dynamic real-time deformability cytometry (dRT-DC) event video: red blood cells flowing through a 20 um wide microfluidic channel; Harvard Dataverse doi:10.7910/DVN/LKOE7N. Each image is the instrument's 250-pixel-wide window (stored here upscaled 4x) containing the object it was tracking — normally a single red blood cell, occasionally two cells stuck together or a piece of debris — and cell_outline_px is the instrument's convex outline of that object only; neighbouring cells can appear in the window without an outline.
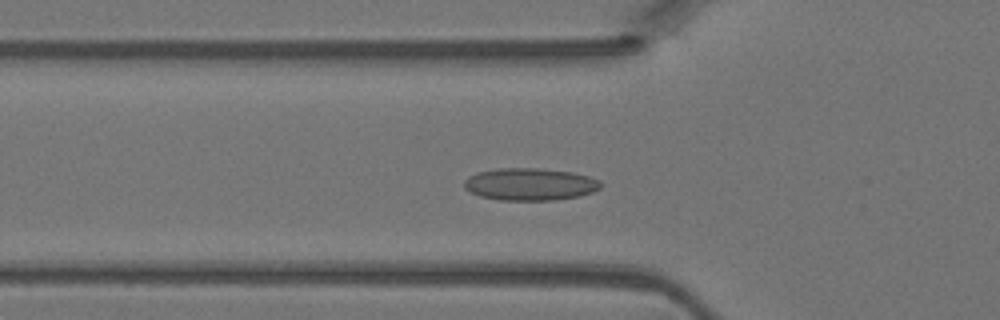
{"species": "Egyptian fruit bat (a non-hibernating species)", "species_latin": "Rousettus aegyptiacus", "temperature_condition": "warm", "stored_images_in_passage": 44, "camera_frame_rate_fps": 3000, "um_per_image_px": 0.085, "animal": {"sex": "female"}, "frame": {"image": 1, "passage_image": 14, "time_ms": 4.333, "image_size_px": [1000, 320], "cell_outline_px": [[600, 188], [592, 192], [580, 196], [556, 200], [500, 200], [480, 196], [464, 188], [464, 180], [468, 176], [476, 172], [500, 168], [536, 168], [572, 172], [588, 176], [600, 180]], "centroid_in_image_um": [45.04, 15.66], "position_along_channel_um": 80.8, "area_um2": 25.72}}
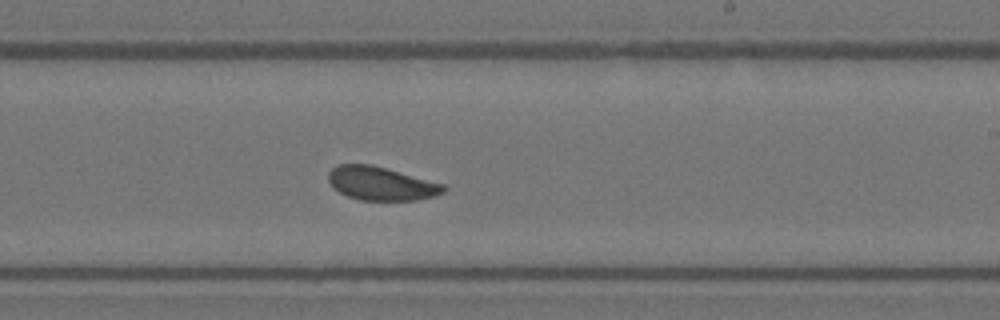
{"frame": {"image": 2, "passage_image": 26, "time_ms": 8.333, "image_size_px": [1000, 320], "cell_outline_px": [[448, 188], [444, 192], [436, 196], [416, 200], [360, 200], [348, 196], [332, 188], [328, 180], [328, 172], [336, 164], [372, 164], [444, 184]], "centroid_in_image_um": [32.39, 15.59], "position_along_channel_um": 256.6, "area_um2": 22.66}}
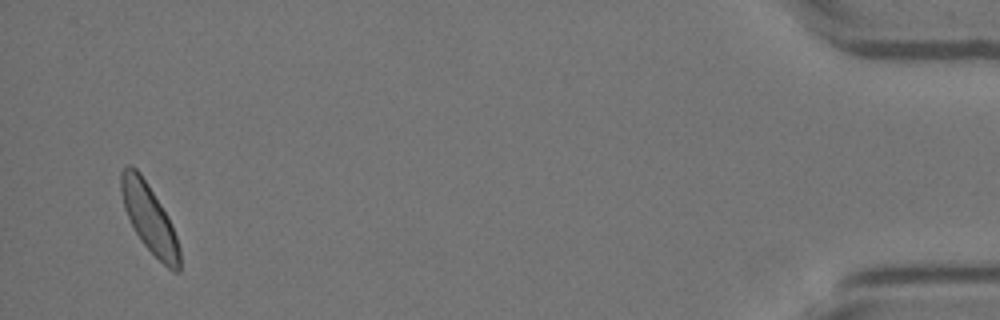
{"frame": {"image": 3, "passage_image": 43, "time_ms": 14.0, "image_size_px": [1000, 320], "cell_outline_px": [[180, 272], [172, 272], [140, 240], [124, 208], [120, 192], [120, 172], [128, 164], [132, 164], [140, 172], [168, 216], [172, 224], [180, 248]], "centroid_in_image_um": [12.69, 18.53], "position_along_channel_um": 422.5, "area_um2": 23.18}}